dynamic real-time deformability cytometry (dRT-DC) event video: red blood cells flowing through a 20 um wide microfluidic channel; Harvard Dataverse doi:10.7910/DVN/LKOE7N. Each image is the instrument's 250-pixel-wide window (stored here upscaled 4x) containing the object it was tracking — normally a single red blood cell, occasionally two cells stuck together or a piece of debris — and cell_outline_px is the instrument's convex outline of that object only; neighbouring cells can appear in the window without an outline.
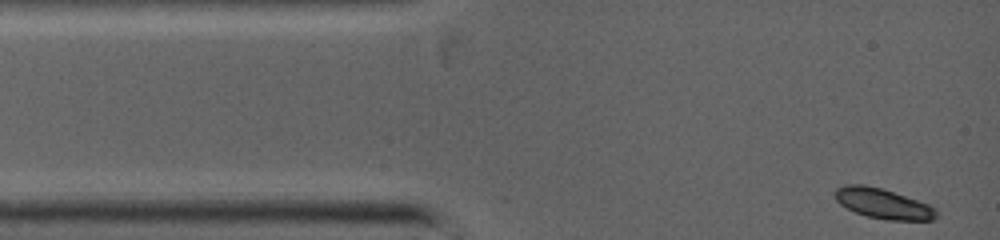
{"species": "common noctule bat (a hibernating species)", "species_latin": "Nyctalus noctula", "temperature_condition": "warm", "stored_images_in_passage": 47, "camera_frame_rate_fps": 5000, "um_per_image_px": 0.085, "animal": {"sex": "female", "body_mass_g": 19.0, "forearm_length_mm": 53.3}, "frame": {"image": 1, "passage_image": 1, "time_ms": 0.0, "image_size_px": [1000, 240], "cell_outline_px": [[936, 220], [888, 220], [868, 216], [856, 212], [840, 204], [836, 200], [832, 192], [836, 188], [844, 184], [864, 184], [880, 188], [928, 204], [936, 208]], "centroid_in_image_um": [75.01, 17.29], "position_along_channel_um": 10.0, "area_um2": 17.69}}
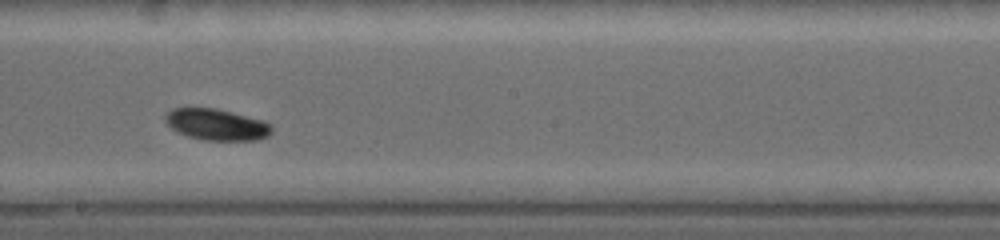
{"frame": {"image": 2, "passage_image": 29, "time_ms": 5.8, "image_size_px": [1000, 240], "cell_outline_px": [[272, 132], [268, 136], [256, 140], [204, 140], [188, 136], [172, 128], [164, 120], [164, 116], [172, 108], [216, 108], [264, 120], [272, 124]], "centroid_in_image_um": [18.44, 10.58], "position_along_channel_um": 229.8, "area_um2": 19.42}}
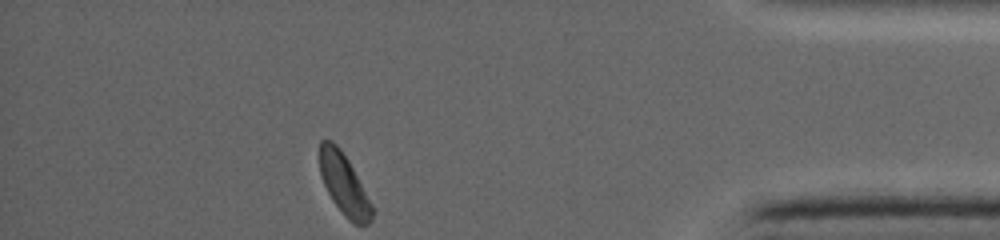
{"frame": {"image": 3, "passage_image": 47, "time_ms": 10.4, "image_size_px": [1000, 240], "cell_outline_px": [[372, 220], [368, 224], [352, 224], [344, 216], [332, 200], [324, 184], [320, 172], [320, 140], [332, 140], [340, 148], [348, 160], [372, 204]], "centroid_in_image_um": [29.24, 15.68], "position_along_channel_um": 406.0, "area_um2": 18.38}}